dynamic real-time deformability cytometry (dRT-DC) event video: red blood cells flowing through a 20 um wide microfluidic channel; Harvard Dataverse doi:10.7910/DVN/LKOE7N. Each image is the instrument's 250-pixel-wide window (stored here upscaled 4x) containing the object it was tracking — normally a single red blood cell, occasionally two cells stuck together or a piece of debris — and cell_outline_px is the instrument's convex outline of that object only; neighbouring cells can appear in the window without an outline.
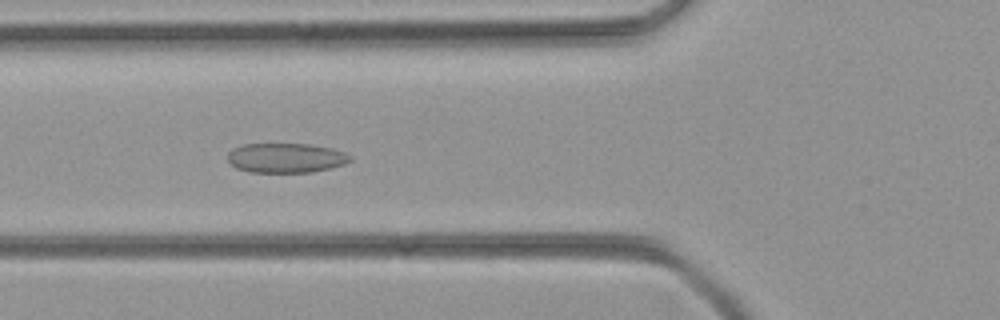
{"species": "common noctule bat (a hibernating species)", "species_latin": "Nyctalus noctula", "temperature_condition": "room temperature", "stored_images_in_passage": 34, "camera_frame_rate_fps": 3000, "um_per_image_px": 0.085, "animal": {"sex": "female", "body_mass_g": 21.9}, "frame": {"image": 1, "passage_image": 6, "time_ms": 1.667, "image_size_px": [1000, 320], "cell_outline_px": [[352, 160], [344, 164], [312, 172], [248, 172], [236, 168], [228, 160], [228, 152], [232, 148], [240, 144], [308, 144], [332, 148], [344, 152], [352, 156]], "centroid_in_image_um": [24.28, 13.42], "position_along_channel_um": 101.5, "area_um2": 21.21}}
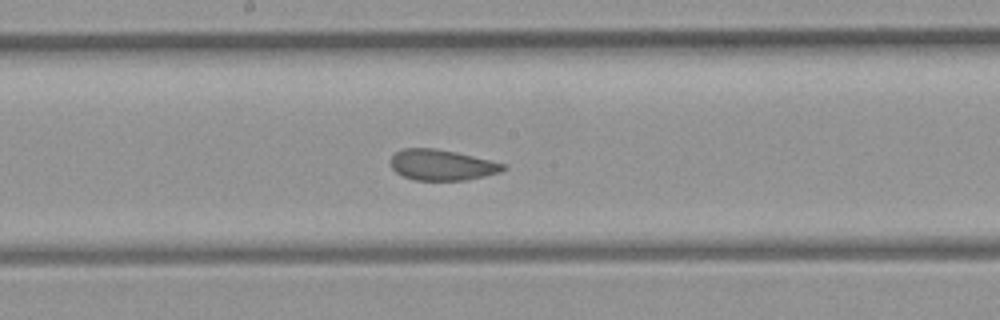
{"frame": {"image": 2, "passage_image": 14, "time_ms": 4.333, "image_size_px": [1000, 320], "cell_outline_px": [[508, 168], [500, 172], [484, 176], [464, 180], [412, 180], [396, 172], [392, 168], [392, 156], [396, 152], [404, 148], [436, 148], [456, 152], [508, 164]], "centroid_in_image_um": [37.6, 14.02], "position_along_channel_um": 210.6, "area_um2": 20.17}}
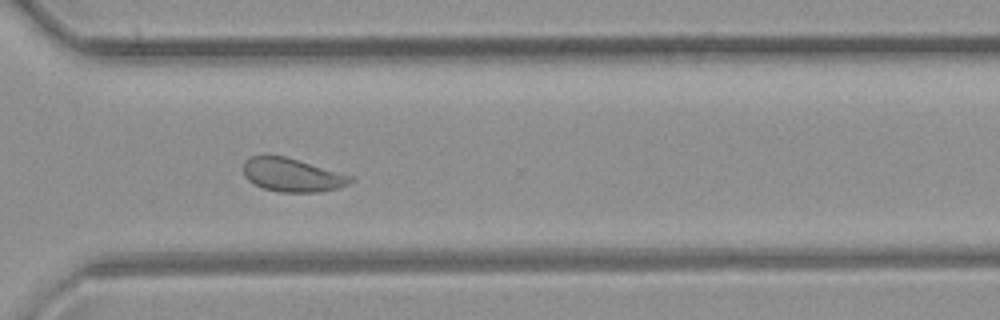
{"frame": {"image": 3, "passage_image": 24, "time_ms": 7.667, "image_size_px": [1000, 320], "cell_outline_px": [[356, 180], [340, 188], [320, 192], [280, 192], [264, 188], [248, 180], [244, 176], [244, 160], [252, 156], [264, 152], [284, 156], [352, 176]], "centroid_in_image_um": [24.81, 14.85], "position_along_channel_um": 345.8, "area_um2": 21.15}}